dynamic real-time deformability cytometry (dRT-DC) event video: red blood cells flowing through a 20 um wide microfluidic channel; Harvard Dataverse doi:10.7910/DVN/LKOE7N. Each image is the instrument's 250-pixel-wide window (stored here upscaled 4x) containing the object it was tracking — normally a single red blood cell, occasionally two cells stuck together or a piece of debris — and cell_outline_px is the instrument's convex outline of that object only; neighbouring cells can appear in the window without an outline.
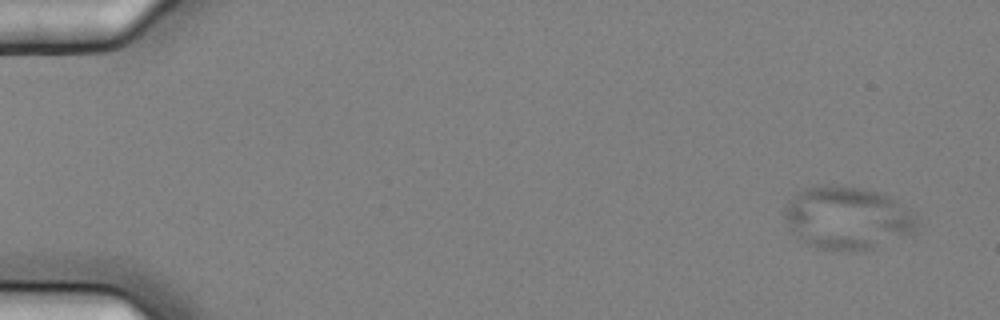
{"species": "common noctule bat (a hibernating species)", "species_latin": "Nyctalus noctula", "temperature_condition": "cold", "stored_images_in_passage": 4, "camera_frame_rate_fps": 3000, "um_per_image_px": 0.085, "animal": {"sex": "female", "body_mass_g": 25.1}, "frame": {"image": 1, "passage_image": 1, "time_ms": 0.0, "image_size_px": [1000, 320], "cell_outline_px": [[916, 224], [912, 232], [872, 248], [856, 252], [852, 252], [816, 248], [796, 236], [784, 220], [784, 208], [788, 200], [796, 192], [804, 188], [816, 184], [828, 184], [860, 188], [876, 192], [888, 196], [896, 200], [912, 212]], "centroid_in_image_um": [71.93, 18.51], "position_along_channel_um": 13.1, "area_um2": 48.26}}
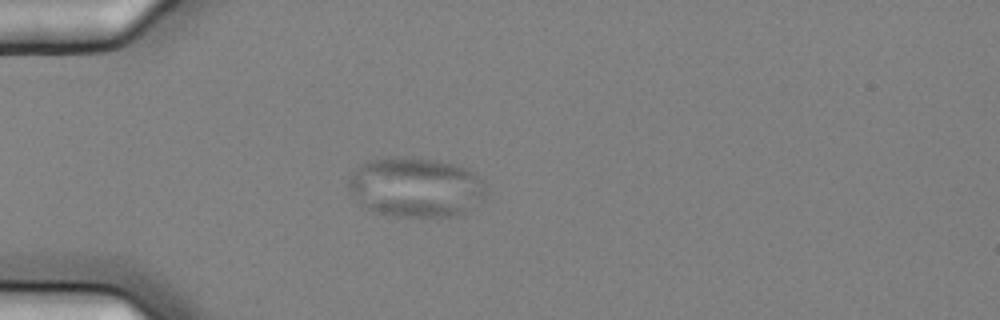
{"frame": {"image": 2, "passage_image": 4, "time_ms": 1.0, "image_size_px": [1000, 320], "cell_outline_px": [[484, 184], [480, 192], [468, 208], [460, 216], [396, 216], [372, 212], [364, 208], [360, 204], [348, 188], [348, 180], [352, 172], [360, 164], [368, 160], [392, 156], [412, 156], [440, 160], [464, 168], [480, 176], [484, 180]], "centroid_in_image_um": [35.21, 15.88], "position_along_channel_um": 49.8, "area_um2": 47.57}}